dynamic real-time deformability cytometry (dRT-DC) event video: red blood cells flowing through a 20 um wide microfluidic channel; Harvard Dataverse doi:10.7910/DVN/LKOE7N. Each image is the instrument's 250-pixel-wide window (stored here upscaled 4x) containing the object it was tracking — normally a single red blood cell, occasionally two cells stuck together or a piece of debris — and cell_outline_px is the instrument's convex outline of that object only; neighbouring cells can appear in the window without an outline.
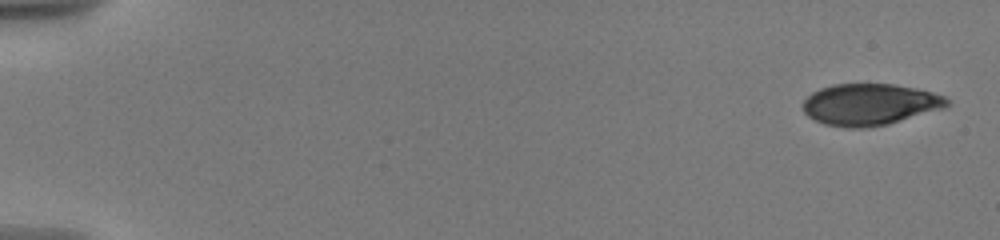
{"species": "human", "species_latin": "Homo sapiens", "temperature_condition": "warm", "stored_images_in_passage": 15, "camera_frame_rate_fps": 3000, "um_per_image_px": 0.085, "donor": {"sex": "male"}, "frame": {"image": 1, "passage_image": 1, "time_ms": 0.0, "image_size_px": [1000, 240], "cell_outline_px": [[948, 104], [944, 108], [888, 124], [860, 128], [848, 128], [824, 124], [808, 116], [804, 112], [804, 100], [812, 92], [820, 88], [832, 84], [896, 84], [916, 88], [932, 92], [944, 96], [948, 100]], "centroid_in_image_um": [73.93, 8.87], "position_along_channel_um": 11.1, "area_um2": 34.74}}
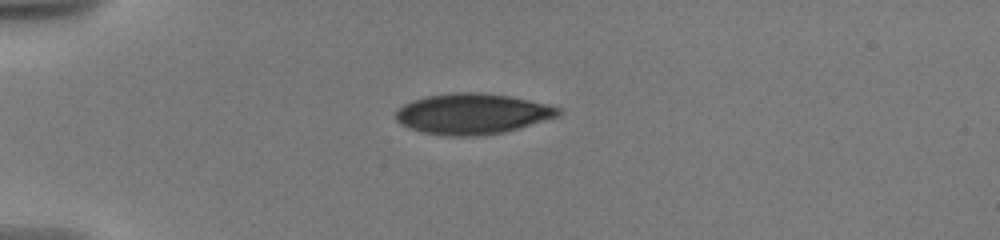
{"frame": {"image": 2, "passage_image": 10, "time_ms": 4.667, "image_size_px": [1000, 240], "cell_outline_px": [[564, 108], [560, 116], [508, 132], [480, 136], [448, 136], [420, 132], [408, 128], [400, 124], [396, 120], [396, 112], [404, 104], [412, 100], [428, 96], [452, 92], [480, 92], [508, 96], [548, 104]], "centroid_in_image_um": [40.19, 9.69], "position_along_channel_um": 44.8, "area_um2": 39.02}}